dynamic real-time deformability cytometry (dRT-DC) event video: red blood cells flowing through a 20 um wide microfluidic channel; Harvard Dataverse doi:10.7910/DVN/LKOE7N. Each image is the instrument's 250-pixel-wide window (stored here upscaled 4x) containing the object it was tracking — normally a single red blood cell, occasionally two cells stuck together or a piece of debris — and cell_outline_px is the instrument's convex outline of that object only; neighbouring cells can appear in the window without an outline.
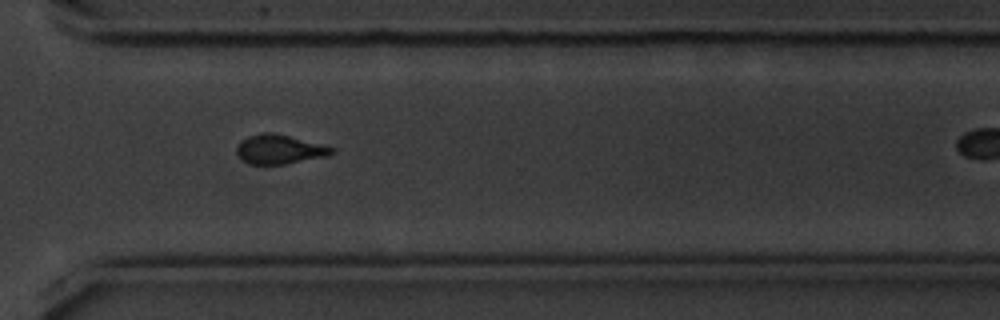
{"species": "common noctule bat (a hibernating species)", "species_latin": "Nyctalus noctula", "temperature_condition": "cold", "stored_images_in_passage": 28, "camera_frame_rate_fps": 3000, "um_per_image_px": 0.085, "animal": {"sex": "male", "body_mass_g": 20.1, "forearm_length_mm": 53.5}, "frame": {"image": 1, "passage_image": 24, "time_ms": 7.667, "image_size_px": [1000, 320], "cell_outline_px": [[336, 152], [328, 156], [284, 164], [248, 164], [236, 152], [236, 148], [240, 140], [248, 136], [264, 132], [268, 132], [288, 136], [332, 148]], "centroid_in_image_um": [23.71, 12.7], "position_along_channel_um": 346.9, "area_um2": 15.84}}